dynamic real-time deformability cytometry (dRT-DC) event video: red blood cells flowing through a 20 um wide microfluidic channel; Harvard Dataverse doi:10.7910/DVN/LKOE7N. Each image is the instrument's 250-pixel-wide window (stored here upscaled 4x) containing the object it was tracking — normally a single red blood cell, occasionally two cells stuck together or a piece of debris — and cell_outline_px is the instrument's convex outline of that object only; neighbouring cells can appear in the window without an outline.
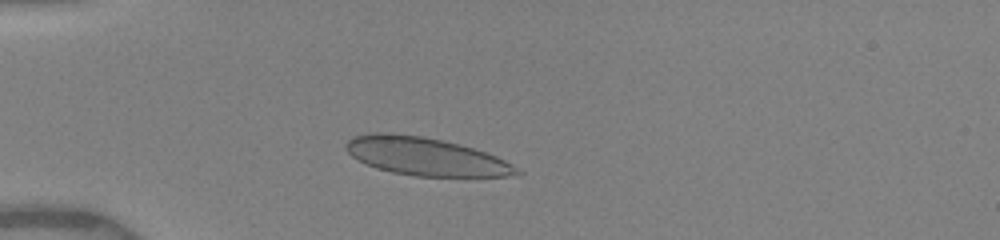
{"species": "human", "species_latin": "Homo sapiens", "temperature_condition": "warm", "stored_images_in_passage": 21, "camera_frame_rate_fps": 3000, "um_per_image_px": 0.085, "donor": {"sex": "female"}, "frame": {"image": 1, "passage_image": 11, "time_ms": 2.333, "image_size_px": [1000, 240], "cell_outline_px": [[524, 172], [520, 176], [416, 176], [392, 172], [376, 168], [352, 156], [344, 148], [344, 144], [348, 140], [356, 136], [376, 132], [380, 132], [424, 136], [460, 144], [496, 156], [512, 164]], "centroid_in_image_um": [36.21, 13.3], "position_along_channel_um": 48.8, "area_um2": 37.63}}
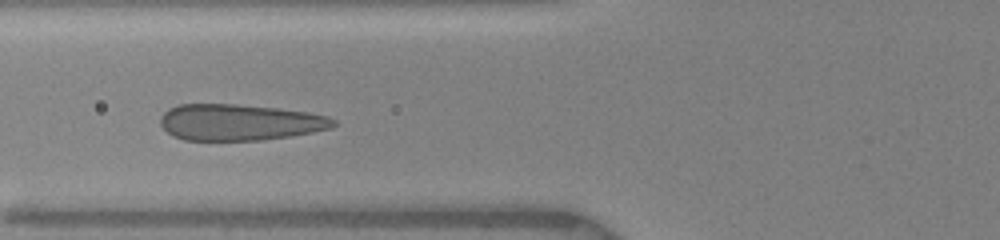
{"frame": {"image": 2, "passage_image": 20, "time_ms": 4.333, "image_size_px": [1000, 240], "cell_outline_px": [[336, 124], [332, 128], [292, 136], [260, 140], [184, 140], [172, 136], [160, 124], [160, 116], [168, 108], [176, 104], [236, 104], [280, 108], [308, 112], [328, 116], [336, 120]], "centroid_in_image_um": [20.36, 10.39], "position_along_channel_um": 105.4, "area_um2": 36.88}}